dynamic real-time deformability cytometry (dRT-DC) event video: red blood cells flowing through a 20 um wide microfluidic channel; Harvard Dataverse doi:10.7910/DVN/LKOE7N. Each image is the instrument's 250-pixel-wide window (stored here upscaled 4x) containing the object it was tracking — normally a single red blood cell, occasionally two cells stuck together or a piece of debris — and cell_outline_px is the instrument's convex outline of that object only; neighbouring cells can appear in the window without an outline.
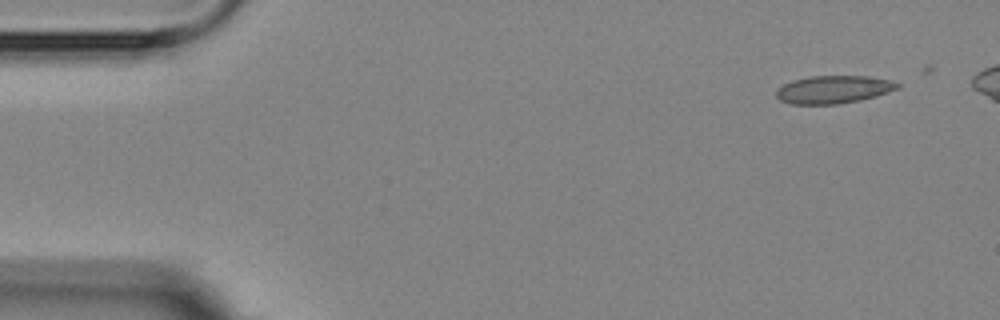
{"species": "Egyptian fruit bat (a non-hibernating species)", "species_latin": "Rousettus aegyptiacus", "temperature_condition": "room temperature", "stored_images_in_passage": 5, "camera_frame_rate_fps": 3000, "um_per_image_px": 0.085, "animal": {"sex": "female"}, "frame": {"image": 1, "passage_image": 1, "time_ms": 0.0, "image_size_px": [1000, 320], "cell_outline_px": [[900, 88], [876, 96], [860, 100], [836, 104], [788, 104], [780, 100], [776, 96], [776, 88], [792, 80], [808, 76], [868, 76], [888, 80], [900, 84]], "centroid_in_image_um": [70.81, 7.61], "position_along_channel_um": 14.2, "area_um2": 19.71}}